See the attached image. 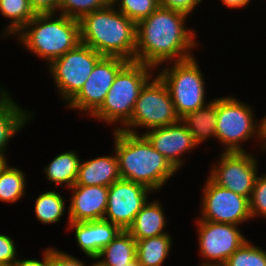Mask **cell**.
Here are the masks:
<instances>
[{"label":"cell","mask_w":266,"mask_h":266,"mask_svg":"<svg viewBox=\"0 0 266 266\" xmlns=\"http://www.w3.org/2000/svg\"><path fill=\"white\" fill-rule=\"evenodd\" d=\"M186 14L158 7L136 24L135 61L153 67L194 57L196 33L185 26ZM158 67V68H157Z\"/></svg>","instance_id":"6da1fadb"},{"label":"cell","mask_w":266,"mask_h":266,"mask_svg":"<svg viewBox=\"0 0 266 266\" xmlns=\"http://www.w3.org/2000/svg\"><path fill=\"white\" fill-rule=\"evenodd\" d=\"M113 133L121 179L142 184L154 193L178 171L143 134L120 129Z\"/></svg>","instance_id":"7a4b0ae2"},{"label":"cell","mask_w":266,"mask_h":266,"mask_svg":"<svg viewBox=\"0 0 266 266\" xmlns=\"http://www.w3.org/2000/svg\"><path fill=\"white\" fill-rule=\"evenodd\" d=\"M80 43L102 56L135 61L136 23L111 2L79 20Z\"/></svg>","instance_id":"3957f363"},{"label":"cell","mask_w":266,"mask_h":266,"mask_svg":"<svg viewBox=\"0 0 266 266\" xmlns=\"http://www.w3.org/2000/svg\"><path fill=\"white\" fill-rule=\"evenodd\" d=\"M58 16L36 14L17 33L19 43L48 65L80 43L79 21L62 14Z\"/></svg>","instance_id":"277c9868"},{"label":"cell","mask_w":266,"mask_h":266,"mask_svg":"<svg viewBox=\"0 0 266 266\" xmlns=\"http://www.w3.org/2000/svg\"><path fill=\"white\" fill-rule=\"evenodd\" d=\"M216 114L215 134L224 152H246L241 144L256 136L262 142L260 150L266 151L264 118L258 123L252 106L233 96L220 97L216 98Z\"/></svg>","instance_id":"5b68a950"},{"label":"cell","mask_w":266,"mask_h":266,"mask_svg":"<svg viewBox=\"0 0 266 266\" xmlns=\"http://www.w3.org/2000/svg\"><path fill=\"white\" fill-rule=\"evenodd\" d=\"M154 70L143 63L128 62L117 73L104 103L91 117L109 124L119 123L123 127L132 116L141 88L152 77Z\"/></svg>","instance_id":"8992f818"},{"label":"cell","mask_w":266,"mask_h":266,"mask_svg":"<svg viewBox=\"0 0 266 266\" xmlns=\"http://www.w3.org/2000/svg\"><path fill=\"white\" fill-rule=\"evenodd\" d=\"M172 64V66H171ZM168 63L158 76L166 84L175 110L180 117L205 104V79L196 57Z\"/></svg>","instance_id":"52a82bcc"},{"label":"cell","mask_w":266,"mask_h":266,"mask_svg":"<svg viewBox=\"0 0 266 266\" xmlns=\"http://www.w3.org/2000/svg\"><path fill=\"white\" fill-rule=\"evenodd\" d=\"M180 120L166 84L156 75L141 88L130 120L123 127L118 126L115 130L138 134L135 131L137 127L151 130Z\"/></svg>","instance_id":"ba28073f"},{"label":"cell","mask_w":266,"mask_h":266,"mask_svg":"<svg viewBox=\"0 0 266 266\" xmlns=\"http://www.w3.org/2000/svg\"><path fill=\"white\" fill-rule=\"evenodd\" d=\"M102 57L94 49L79 43L48 65L62 100L68 103L81 90Z\"/></svg>","instance_id":"9c48e42d"},{"label":"cell","mask_w":266,"mask_h":266,"mask_svg":"<svg viewBox=\"0 0 266 266\" xmlns=\"http://www.w3.org/2000/svg\"><path fill=\"white\" fill-rule=\"evenodd\" d=\"M207 178L203 185L200 220L238 226L252 219L247 197L223 188Z\"/></svg>","instance_id":"30bf717a"},{"label":"cell","mask_w":266,"mask_h":266,"mask_svg":"<svg viewBox=\"0 0 266 266\" xmlns=\"http://www.w3.org/2000/svg\"><path fill=\"white\" fill-rule=\"evenodd\" d=\"M199 253L205 262L200 266H223L227 259L248 239L239 226L228 223L196 221Z\"/></svg>","instance_id":"8fae6325"},{"label":"cell","mask_w":266,"mask_h":266,"mask_svg":"<svg viewBox=\"0 0 266 266\" xmlns=\"http://www.w3.org/2000/svg\"><path fill=\"white\" fill-rule=\"evenodd\" d=\"M257 158L247 152H222L209 178L217 185L250 199L258 175Z\"/></svg>","instance_id":"7c38bea8"},{"label":"cell","mask_w":266,"mask_h":266,"mask_svg":"<svg viewBox=\"0 0 266 266\" xmlns=\"http://www.w3.org/2000/svg\"><path fill=\"white\" fill-rule=\"evenodd\" d=\"M128 62L119 57L103 56L96 63L81 90L66 103L69 109L78 110L82 114L92 116L104 103L117 73Z\"/></svg>","instance_id":"4fadbf2b"},{"label":"cell","mask_w":266,"mask_h":266,"mask_svg":"<svg viewBox=\"0 0 266 266\" xmlns=\"http://www.w3.org/2000/svg\"><path fill=\"white\" fill-rule=\"evenodd\" d=\"M149 188L142 184L120 179L108 187L107 210L103 220L127 230L136 214L148 201Z\"/></svg>","instance_id":"5bb4252c"},{"label":"cell","mask_w":266,"mask_h":266,"mask_svg":"<svg viewBox=\"0 0 266 266\" xmlns=\"http://www.w3.org/2000/svg\"><path fill=\"white\" fill-rule=\"evenodd\" d=\"M143 135L177 170L183 165L182 155L198 146L181 120L168 126L147 130Z\"/></svg>","instance_id":"9a60e30c"},{"label":"cell","mask_w":266,"mask_h":266,"mask_svg":"<svg viewBox=\"0 0 266 266\" xmlns=\"http://www.w3.org/2000/svg\"><path fill=\"white\" fill-rule=\"evenodd\" d=\"M72 195L68 209L69 222H89L103 220L107 210L108 187L81 186L71 188Z\"/></svg>","instance_id":"2e32d148"},{"label":"cell","mask_w":266,"mask_h":266,"mask_svg":"<svg viewBox=\"0 0 266 266\" xmlns=\"http://www.w3.org/2000/svg\"><path fill=\"white\" fill-rule=\"evenodd\" d=\"M67 227L74 230L72 232L82 252L94 260L121 231L117 225L106 220L69 222Z\"/></svg>","instance_id":"e0dca14e"},{"label":"cell","mask_w":266,"mask_h":266,"mask_svg":"<svg viewBox=\"0 0 266 266\" xmlns=\"http://www.w3.org/2000/svg\"><path fill=\"white\" fill-rule=\"evenodd\" d=\"M7 90L0 88V156H5L10 139L27 125L33 114L21 108Z\"/></svg>","instance_id":"ac0fdd59"},{"label":"cell","mask_w":266,"mask_h":266,"mask_svg":"<svg viewBox=\"0 0 266 266\" xmlns=\"http://www.w3.org/2000/svg\"><path fill=\"white\" fill-rule=\"evenodd\" d=\"M117 155L100 156L90 160L80 161L75 185L81 186H111L120 180Z\"/></svg>","instance_id":"d6986e66"},{"label":"cell","mask_w":266,"mask_h":266,"mask_svg":"<svg viewBox=\"0 0 266 266\" xmlns=\"http://www.w3.org/2000/svg\"><path fill=\"white\" fill-rule=\"evenodd\" d=\"M163 209L158 200L147 201L127 231L136 241L167 234L163 231L167 222Z\"/></svg>","instance_id":"ffe728a7"},{"label":"cell","mask_w":266,"mask_h":266,"mask_svg":"<svg viewBox=\"0 0 266 266\" xmlns=\"http://www.w3.org/2000/svg\"><path fill=\"white\" fill-rule=\"evenodd\" d=\"M135 259L136 240L127 230H121L118 235L100 251L95 260H97L96 262L101 266H123Z\"/></svg>","instance_id":"44dd1931"},{"label":"cell","mask_w":266,"mask_h":266,"mask_svg":"<svg viewBox=\"0 0 266 266\" xmlns=\"http://www.w3.org/2000/svg\"><path fill=\"white\" fill-rule=\"evenodd\" d=\"M189 132L193 135L194 140L199 145L206 139H216V98L209 101L208 104L191 113H187L181 118Z\"/></svg>","instance_id":"7402d4cb"},{"label":"cell","mask_w":266,"mask_h":266,"mask_svg":"<svg viewBox=\"0 0 266 266\" xmlns=\"http://www.w3.org/2000/svg\"><path fill=\"white\" fill-rule=\"evenodd\" d=\"M80 159L76 151H65L56 156L44 167V173L49 183L55 186H66V189L75 185L78 176Z\"/></svg>","instance_id":"603a6c76"},{"label":"cell","mask_w":266,"mask_h":266,"mask_svg":"<svg viewBox=\"0 0 266 266\" xmlns=\"http://www.w3.org/2000/svg\"><path fill=\"white\" fill-rule=\"evenodd\" d=\"M172 246L169 233L136 241V258L141 266H162Z\"/></svg>","instance_id":"cb8c5ba5"},{"label":"cell","mask_w":266,"mask_h":266,"mask_svg":"<svg viewBox=\"0 0 266 266\" xmlns=\"http://www.w3.org/2000/svg\"><path fill=\"white\" fill-rule=\"evenodd\" d=\"M0 13L10 20L3 32L6 36L17 35L36 16L29 0H0Z\"/></svg>","instance_id":"d4e9b609"},{"label":"cell","mask_w":266,"mask_h":266,"mask_svg":"<svg viewBox=\"0 0 266 266\" xmlns=\"http://www.w3.org/2000/svg\"><path fill=\"white\" fill-rule=\"evenodd\" d=\"M26 175L20 169L8 165L0 170V201L18 202L26 193Z\"/></svg>","instance_id":"484cf974"},{"label":"cell","mask_w":266,"mask_h":266,"mask_svg":"<svg viewBox=\"0 0 266 266\" xmlns=\"http://www.w3.org/2000/svg\"><path fill=\"white\" fill-rule=\"evenodd\" d=\"M56 189L41 193L35 201V216L43 224H53L60 221L66 212V202Z\"/></svg>","instance_id":"4316f807"},{"label":"cell","mask_w":266,"mask_h":266,"mask_svg":"<svg viewBox=\"0 0 266 266\" xmlns=\"http://www.w3.org/2000/svg\"><path fill=\"white\" fill-rule=\"evenodd\" d=\"M223 266H266V251L246 240Z\"/></svg>","instance_id":"83f0119b"},{"label":"cell","mask_w":266,"mask_h":266,"mask_svg":"<svg viewBox=\"0 0 266 266\" xmlns=\"http://www.w3.org/2000/svg\"><path fill=\"white\" fill-rule=\"evenodd\" d=\"M111 3L118 4L117 10L136 24L150 16L159 7L158 0H112Z\"/></svg>","instance_id":"f1b7e54d"},{"label":"cell","mask_w":266,"mask_h":266,"mask_svg":"<svg viewBox=\"0 0 266 266\" xmlns=\"http://www.w3.org/2000/svg\"><path fill=\"white\" fill-rule=\"evenodd\" d=\"M109 0H60L59 14L79 20L85 14L104 8Z\"/></svg>","instance_id":"f546056e"},{"label":"cell","mask_w":266,"mask_h":266,"mask_svg":"<svg viewBox=\"0 0 266 266\" xmlns=\"http://www.w3.org/2000/svg\"><path fill=\"white\" fill-rule=\"evenodd\" d=\"M251 218L262 216L266 218V174L257 175L252 194L249 199Z\"/></svg>","instance_id":"4dcf8cb0"},{"label":"cell","mask_w":266,"mask_h":266,"mask_svg":"<svg viewBox=\"0 0 266 266\" xmlns=\"http://www.w3.org/2000/svg\"><path fill=\"white\" fill-rule=\"evenodd\" d=\"M13 240L8 235L0 234V266H13L17 260L18 252Z\"/></svg>","instance_id":"1f68e13d"},{"label":"cell","mask_w":266,"mask_h":266,"mask_svg":"<svg viewBox=\"0 0 266 266\" xmlns=\"http://www.w3.org/2000/svg\"><path fill=\"white\" fill-rule=\"evenodd\" d=\"M203 0H158V4L162 8L182 12L190 15L194 8Z\"/></svg>","instance_id":"d6a6232c"},{"label":"cell","mask_w":266,"mask_h":266,"mask_svg":"<svg viewBox=\"0 0 266 266\" xmlns=\"http://www.w3.org/2000/svg\"><path fill=\"white\" fill-rule=\"evenodd\" d=\"M51 266H86L82 260L67 254V252L51 248ZM88 266H92L88 265Z\"/></svg>","instance_id":"836d02e7"},{"label":"cell","mask_w":266,"mask_h":266,"mask_svg":"<svg viewBox=\"0 0 266 266\" xmlns=\"http://www.w3.org/2000/svg\"><path fill=\"white\" fill-rule=\"evenodd\" d=\"M29 3L36 14H57L60 0H29Z\"/></svg>","instance_id":"e575fe53"},{"label":"cell","mask_w":266,"mask_h":266,"mask_svg":"<svg viewBox=\"0 0 266 266\" xmlns=\"http://www.w3.org/2000/svg\"><path fill=\"white\" fill-rule=\"evenodd\" d=\"M42 260L37 259H23L17 258L13 266H51V248L42 251Z\"/></svg>","instance_id":"d590c367"},{"label":"cell","mask_w":266,"mask_h":266,"mask_svg":"<svg viewBox=\"0 0 266 266\" xmlns=\"http://www.w3.org/2000/svg\"><path fill=\"white\" fill-rule=\"evenodd\" d=\"M250 2V0H221V3H223V5L228 9H241L242 7L245 8V6L250 4Z\"/></svg>","instance_id":"8d00e7d4"},{"label":"cell","mask_w":266,"mask_h":266,"mask_svg":"<svg viewBox=\"0 0 266 266\" xmlns=\"http://www.w3.org/2000/svg\"><path fill=\"white\" fill-rule=\"evenodd\" d=\"M9 162L4 157L0 156V170L5 166V164Z\"/></svg>","instance_id":"74e56055"},{"label":"cell","mask_w":266,"mask_h":266,"mask_svg":"<svg viewBox=\"0 0 266 266\" xmlns=\"http://www.w3.org/2000/svg\"><path fill=\"white\" fill-rule=\"evenodd\" d=\"M123 266H141V265L138 263L137 258H136L134 261L130 262L129 264L123 265Z\"/></svg>","instance_id":"f35d334b"},{"label":"cell","mask_w":266,"mask_h":266,"mask_svg":"<svg viewBox=\"0 0 266 266\" xmlns=\"http://www.w3.org/2000/svg\"><path fill=\"white\" fill-rule=\"evenodd\" d=\"M264 123H265V140H266V116H264Z\"/></svg>","instance_id":"ab89813d"},{"label":"cell","mask_w":266,"mask_h":266,"mask_svg":"<svg viewBox=\"0 0 266 266\" xmlns=\"http://www.w3.org/2000/svg\"><path fill=\"white\" fill-rule=\"evenodd\" d=\"M92 266H101V265L97 262H94V263H92Z\"/></svg>","instance_id":"60d3db41"}]
</instances>
